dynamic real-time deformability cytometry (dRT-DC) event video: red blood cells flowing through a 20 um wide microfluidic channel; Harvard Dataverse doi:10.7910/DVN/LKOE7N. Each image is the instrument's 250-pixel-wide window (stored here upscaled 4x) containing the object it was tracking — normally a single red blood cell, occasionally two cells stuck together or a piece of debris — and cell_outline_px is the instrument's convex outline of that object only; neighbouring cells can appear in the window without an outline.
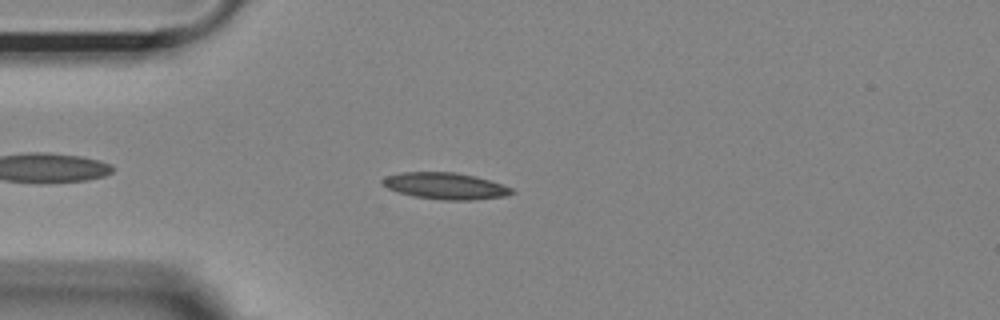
{"species": "Egyptian fruit bat (a non-hibernating species)", "species_latin": "Rousettus aegyptiacus", "temperature_condition": "room temperature", "stored_images_in_passage": 44, "camera_frame_rate_fps": 3000, "um_per_image_px": 0.085, "animal": {"sex": "female"}, "frame": {"image": 1, "passage_image": 4, "time_ms": 1.0, "image_size_px": [1000, 320], "cell_outline_px": [[516, 192], [504, 196], [468, 200], [444, 200], [416, 196], [396, 192], [388, 188], [380, 180], [384, 176], [400, 172], [456, 172], [476, 176], [512, 188]], "centroid_in_image_um": [37.82, 15.79], "position_along_channel_um": 47.2, "area_um2": 19.88}}
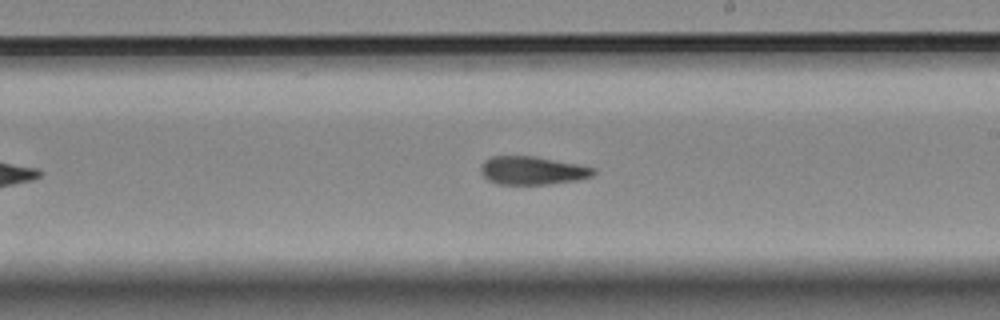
{"frame": {"image": 2, "passage_image": 21, "time_ms": 6.667, "image_size_px": [1000, 320], "cell_outline_px": [[596, 172], [592, 176], [576, 180], [548, 184], [496, 184], [488, 180], [480, 172], [480, 164], [484, 160], [492, 156], [536, 156], [596, 168]], "centroid_in_image_um": [45.22, 14.49], "position_along_channel_um": 243.8, "area_um2": 18.61}}
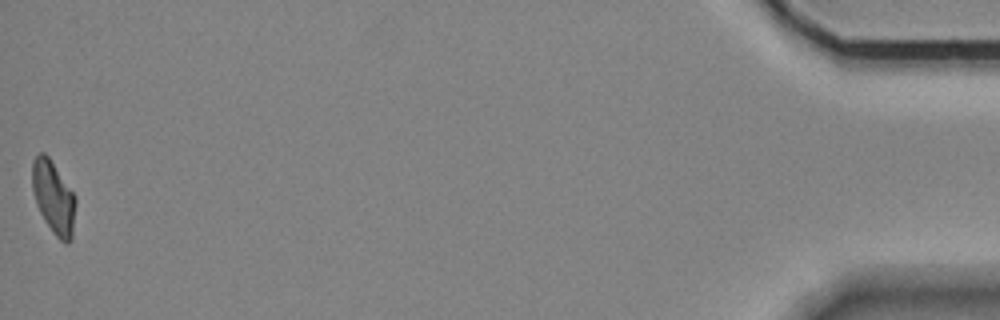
{"frame": {"image": 3, "passage_image": 44, "time_ms": 14.333, "image_size_px": [1000, 320], "cell_outline_px": [[76, 204], [72, 240], [68, 244], [64, 244], [52, 232], [44, 220], [36, 204], [32, 188], [32, 160], [40, 152], [44, 152], [48, 156], [76, 196]], "centroid_in_image_um": [4.56, 16.81], "position_along_channel_um": 430.6, "area_um2": 18.61}, "authors_computed_cell_mechanics": {"area_um2": 19.0451, "velocity_mm_per_s": 3.6902, "shape_relaxation_time_tau1_ms": null, "shape_relaxation_time_tau2_ms": 2.8942, "deformation_change_tau1": null, "deformation_change_tau2": 0.098}}